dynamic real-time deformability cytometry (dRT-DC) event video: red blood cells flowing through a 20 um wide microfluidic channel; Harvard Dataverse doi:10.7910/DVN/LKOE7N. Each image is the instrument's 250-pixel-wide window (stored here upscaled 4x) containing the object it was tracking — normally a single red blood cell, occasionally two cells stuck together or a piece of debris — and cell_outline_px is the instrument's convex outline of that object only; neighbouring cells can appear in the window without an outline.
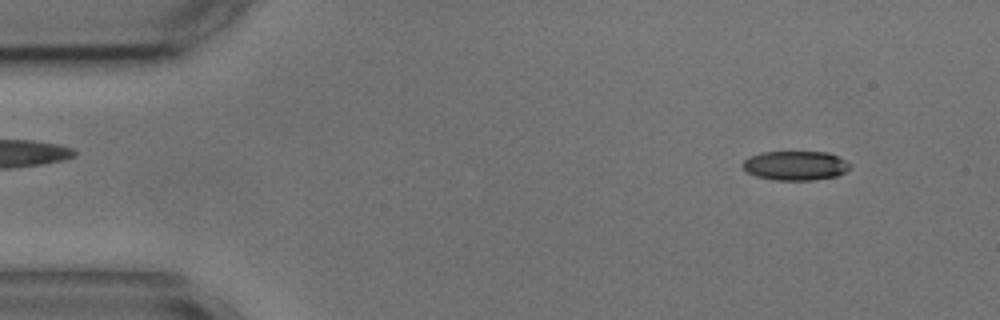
{"species": "common noctule bat (a hibernating species)", "species_latin": "Nyctalus noctula", "temperature_condition": "cold", "stored_images_in_passage": 54, "camera_frame_rate_fps": 3000, "um_per_image_px": 0.085, "animal": {"sex": "male", "body_mass_g": 17.9, "forearm_length_mm": 54.2}, "frame": {"image": 1, "passage_image": 5, "time_ms": 1.333, "image_size_px": [1000, 320], "cell_outline_px": [[852, 168], [836, 176], [812, 180], [772, 180], [756, 176], [748, 172], [740, 164], [744, 160], [752, 156], [764, 152], [828, 152], [852, 164]], "centroid_in_image_um": [67.63, 14.08], "position_along_channel_um": 17.4, "area_um2": 18.26}}
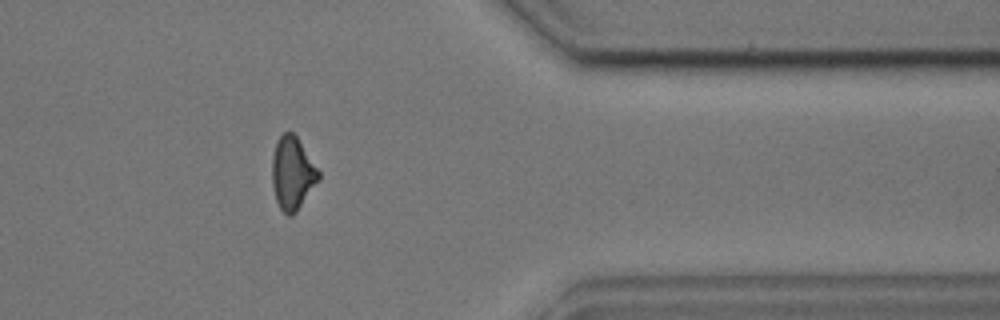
{"frame": {"image": 2, "passage_image": 44, "time_ms": 14.333, "image_size_px": [1000, 320], "cell_outline_px": [[320, 180], [296, 212], [292, 216], [288, 216], [280, 208], [276, 200], [272, 184], [272, 156], [276, 140], [284, 132], [292, 132], [296, 136], [320, 172]], "centroid_in_image_um": [24.85, 14.74], "position_along_channel_um": 386.5, "area_um2": 19.77}}
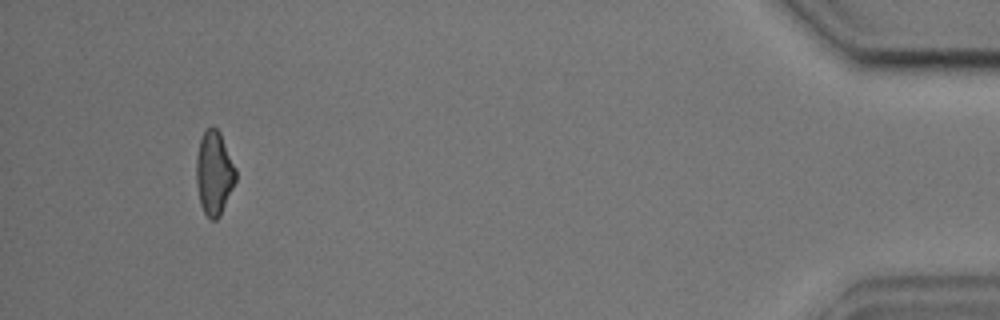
{"frame": {"image": 3, "passage_image": 51, "time_ms": 16.667, "image_size_px": [1000, 320], "cell_outline_px": [[236, 180], [220, 216], [216, 220], [212, 220], [204, 212], [200, 204], [196, 184], [196, 156], [200, 140], [204, 132], [208, 128], [216, 128], [220, 132], [236, 168]], "centroid_in_image_um": [18.2, 14.72], "position_along_channel_um": 417.0, "area_um2": 19.19}, "authors_computed_cell_mechanics": {"area_um2": 19.8254, "velocity_mm_per_s": 3.6338, "shape_relaxation_time_tau1_ms": 7.3384, "shape_relaxation_time_tau2_ms": 3.6055, "deformation_change_tau1": 0.1666, "deformation_change_tau2": 0.1037}}